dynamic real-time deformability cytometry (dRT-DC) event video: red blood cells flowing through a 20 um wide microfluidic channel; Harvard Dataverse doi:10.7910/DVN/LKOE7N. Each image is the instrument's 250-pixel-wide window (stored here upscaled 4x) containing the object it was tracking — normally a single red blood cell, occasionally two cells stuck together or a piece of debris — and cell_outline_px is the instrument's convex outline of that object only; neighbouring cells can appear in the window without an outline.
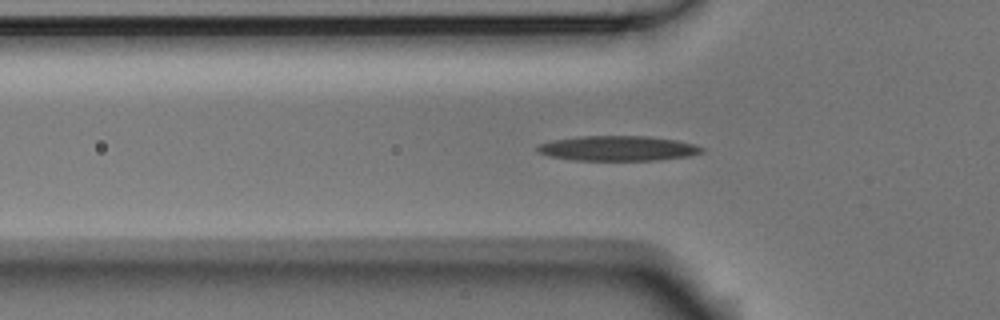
{"species": "Egyptian fruit bat (a non-hibernating species)", "species_latin": "Rousettus aegyptiacus", "temperature_condition": "room temperature", "stored_images_in_passage": 42, "camera_frame_rate_fps": 3000, "um_per_image_px": 0.085, "animal": {"sex": "male"}, "frame": {"image": 1, "passage_image": 12, "time_ms": 3.667, "image_size_px": [1000, 320], "cell_outline_px": [[704, 152], [692, 156], [656, 160], [572, 160], [548, 156], [536, 152], [536, 144], [552, 140], [580, 136], [648, 136], [676, 140], [696, 144], [704, 148]], "centroid_in_image_um": [52.51, 12.61], "position_along_channel_um": 73.3, "area_um2": 24.28}}
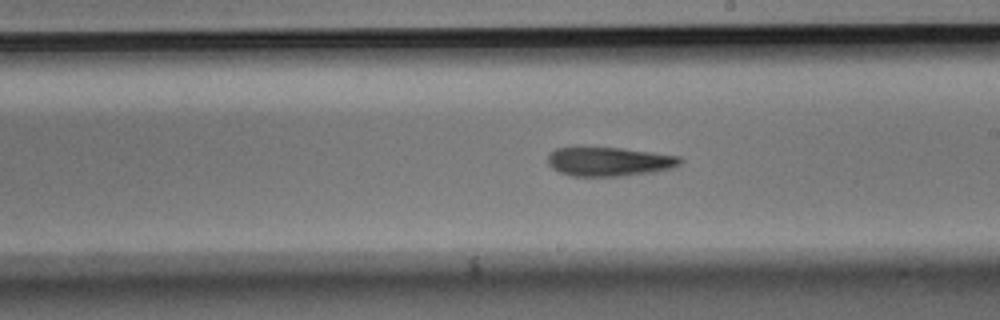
{"frame": {"image": 2, "passage_image": 25, "time_ms": 8.0, "image_size_px": [1000, 320], "cell_outline_px": [[684, 160], [680, 164], [672, 168], [652, 172], [616, 176], [572, 176], [560, 172], [552, 168], [548, 164], [548, 156], [556, 148], [620, 148], [652, 152], [680, 156]], "centroid_in_image_um": [51.81, 13.74], "position_along_channel_um": 237.2, "area_um2": 22.14}}
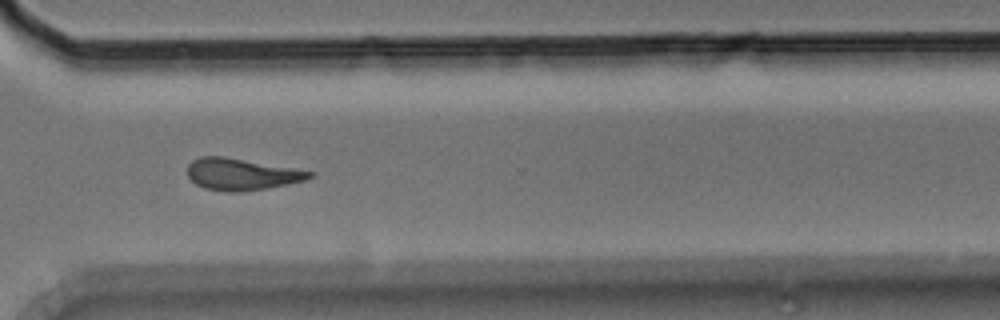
{"frame": {"image": 3, "passage_image": 34, "time_ms": 11.0, "image_size_px": [1000, 320], "cell_outline_px": [[312, 176], [304, 180], [288, 184], [268, 188], [240, 192], [224, 192], [204, 188], [196, 184], [188, 176], [188, 164], [192, 160], [200, 156], [224, 156], [292, 168], [312, 172]], "centroid_in_image_um": [20.47, 14.81], "position_along_channel_um": 350.1, "area_um2": 22.43}}